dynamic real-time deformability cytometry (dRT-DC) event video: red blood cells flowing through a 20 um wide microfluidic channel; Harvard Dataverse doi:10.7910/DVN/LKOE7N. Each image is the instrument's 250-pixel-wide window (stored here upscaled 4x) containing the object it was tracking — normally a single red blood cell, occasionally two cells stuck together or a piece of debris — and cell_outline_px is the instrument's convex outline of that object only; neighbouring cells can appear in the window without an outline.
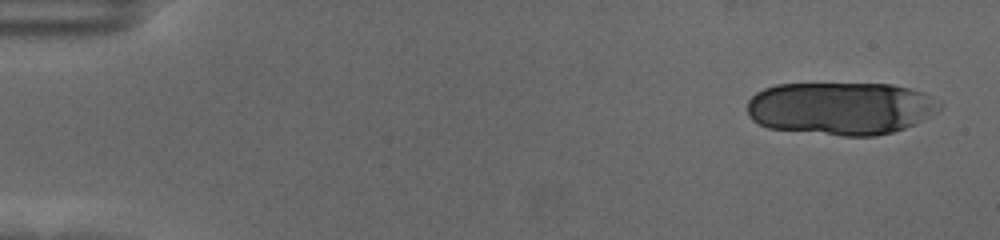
{"species": "human", "species_latin": "Homo sapiens", "temperature_condition": "cold", "stored_images_in_passage": 21, "camera_frame_rate_fps": 3000, "um_per_image_px": 0.085, "donor": {"sex": "female"}, "frame": {"image": 1, "passage_image": 3, "time_ms": 0.667, "image_size_px": [1000, 240], "cell_outline_px": [[940, 108], [936, 112], [916, 124], [892, 132], [876, 136], [840, 136], [768, 128], [752, 120], [748, 116], [748, 100], [756, 92], [764, 88], [776, 84], [892, 84], [912, 88], [924, 92], [940, 100]], "centroid_in_image_um": [71.48, 9.21], "position_along_channel_um": 13.5, "area_um2": 59.77}}